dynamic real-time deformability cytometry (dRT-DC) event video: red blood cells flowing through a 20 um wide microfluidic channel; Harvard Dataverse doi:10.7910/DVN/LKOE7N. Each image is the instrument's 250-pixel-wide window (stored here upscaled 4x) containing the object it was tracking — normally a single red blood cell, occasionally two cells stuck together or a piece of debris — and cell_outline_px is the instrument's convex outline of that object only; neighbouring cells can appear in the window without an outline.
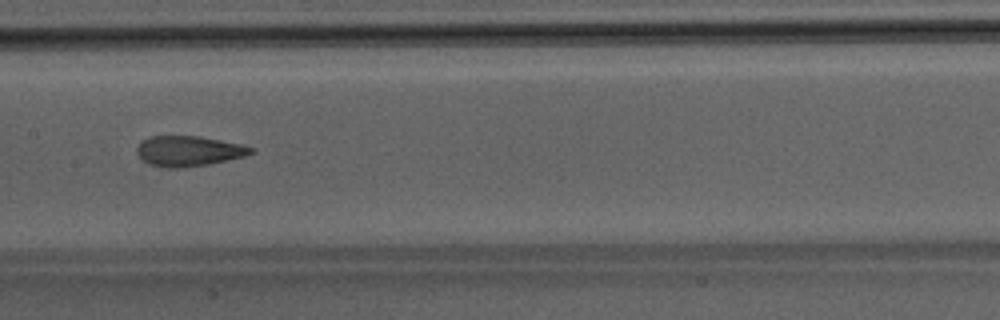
{"species": "Egyptian fruit bat (a non-hibernating species)", "species_latin": "Rousettus aegyptiacus", "temperature_condition": "room temperature", "stored_images_in_passage": 47, "camera_frame_rate_fps": 3000, "um_per_image_px": 0.085, "animal": {"sex": "male"}, "frame": {"image": 1, "passage_image": 24, "time_ms": 7.667, "image_size_px": [1000, 320], "cell_outline_px": [[256, 152], [244, 156], [208, 164], [180, 168], [168, 168], [152, 164], [144, 160], [136, 152], [136, 148], [144, 140], [152, 136], [200, 136], [240, 144], [256, 148]], "centroid_in_image_um": [16.08, 12.83], "position_along_channel_um": 191.3, "area_um2": 19.88}}
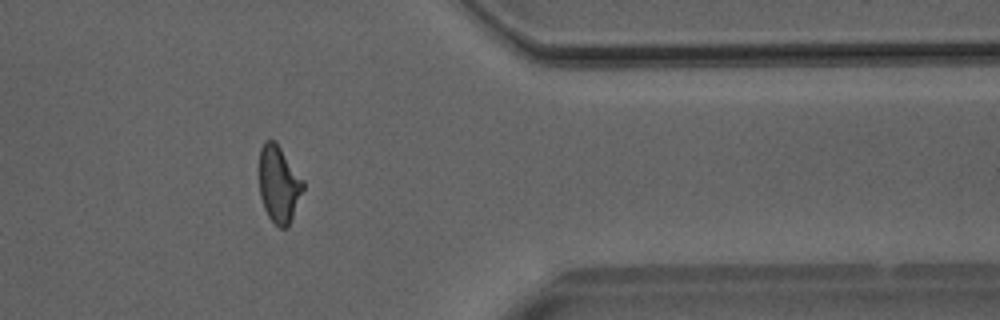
{"frame": {"image": 2, "passage_image": 39, "time_ms": 12.667, "image_size_px": [1000, 320], "cell_outline_px": [[304, 188], [288, 228], [280, 228], [268, 216], [264, 208], [260, 196], [260, 148], [264, 140], [276, 140], [304, 180]], "centroid_in_image_um": [23.71, 15.63], "position_along_channel_um": 387.7, "area_um2": 19.77}}
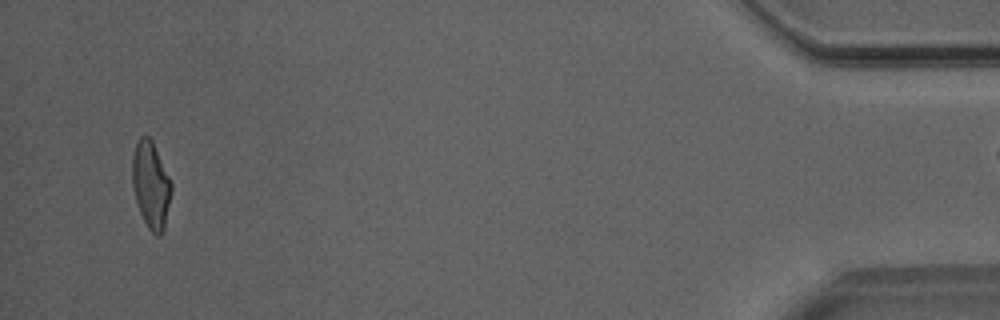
{"frame": {"image": 3, "passage_image": 46, "time_ms": 15.0, "image_size_px": [1000, 320], "cell_outline_px": [[172, 192], [164, 228], [160, 236], [156, 236], [148, 228], [140, 212], [136, 200], [132, 184], [132, 156], [136, 144], [140, 136], [148, 136], [152, 140], [172, 184]], "centroid_in_image_um": [12.82, 15.72], "position_along_channel_um": 422.4, "area_um2": 19.65}}